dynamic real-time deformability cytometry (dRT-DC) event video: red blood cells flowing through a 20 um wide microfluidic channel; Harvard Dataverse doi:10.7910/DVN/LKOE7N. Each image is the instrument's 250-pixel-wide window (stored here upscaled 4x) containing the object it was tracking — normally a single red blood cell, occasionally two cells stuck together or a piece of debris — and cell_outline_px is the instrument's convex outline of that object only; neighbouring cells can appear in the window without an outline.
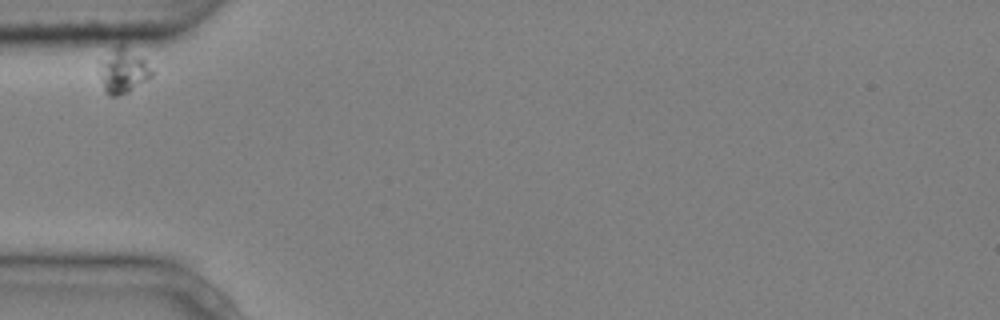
{"species": "common noctule bat (a hibernating species)", "species_latin": "Nyctalus noctula", "temperature_condition": "cold", "stored_images_in_passage": 3, "camera_frame_rate_fps": 3000, "um_per_image_px": 0.085, "animal": {"sex": "male", "body_mass_g": 20.4}, "frame": {"image": 1, "passage_image": 1, "time_ms": 0.0, "image_size_px": [1000, 320], "cell_outline_px": [[156, 72], [148, 80], [128, 92], [116, 96], [108, 96], [104, 88], [100, 76], [100, 60], [120, 40], [144, 60]], "centroid_in_image_um": [10.48, 5.98], "position_along_channel_um": 74.5, "area_um2": 13.93}}
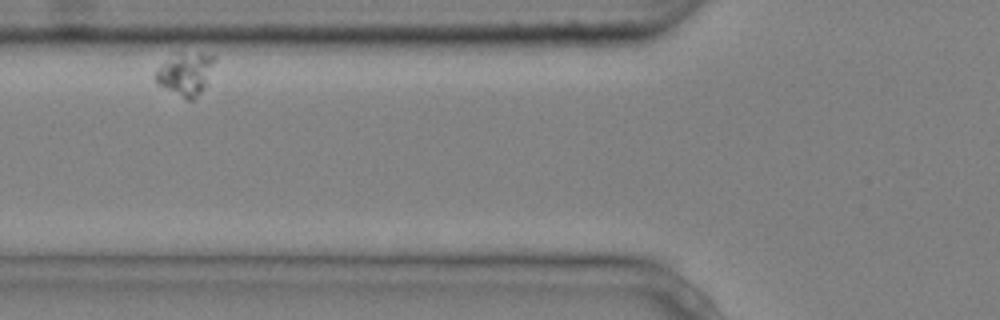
{"frame": {"image": 2, "passage_image": 2, "time_ms": 0.333, "image_size_px": [1000, 320], "cell_outline_px": [[216, 60], [204, 88], [192, 100], [188, 100], [156, 84], [156, 72], [164, 64], [200, 52], [216, 56]], "centroid_in_image_um": [15.85, 6.36], "position_along_channel_um": 110.0, "area_um2": 13.47}}